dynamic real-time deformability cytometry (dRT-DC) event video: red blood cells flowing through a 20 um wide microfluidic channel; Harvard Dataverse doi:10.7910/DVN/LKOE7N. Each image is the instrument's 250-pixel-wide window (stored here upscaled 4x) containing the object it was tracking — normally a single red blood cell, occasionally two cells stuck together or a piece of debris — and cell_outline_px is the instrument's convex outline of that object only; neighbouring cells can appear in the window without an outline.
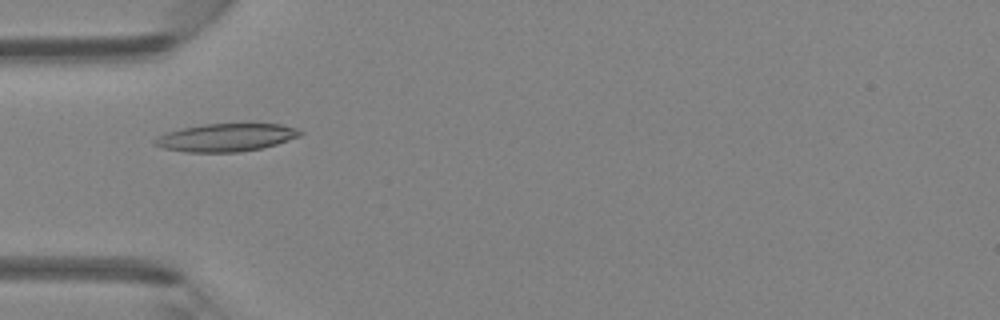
{"species": "Egyptian fruit bat (a non-hibernating species)", "species_latin": "Rousettus aegyptiacus", "temperature_condition": "room temperature", "stored_images_in_passage": 30, "camera_frame_rate_fps": 3000, "um_per_image_px": 0.085, "animal": {"sex": "female"}, "frame": {"image": 1, "passage_image": 1, "time_ms": 0.0, "image_size_px": [1000, 320], "cell_outline_px": [[304, 132], [300, 136], [276, 144], [260, 148], [240, 152], [184, 152], [164, 148], [152, 144], [152, 140], [156, 136], [168, 132], [184, 128], [204, 124], [280, 124], [296, 128]], "centroid_in_image_um": [19.19, 11.69], "position_along_channel_um": 65.8, "area_um2": 23.52}}
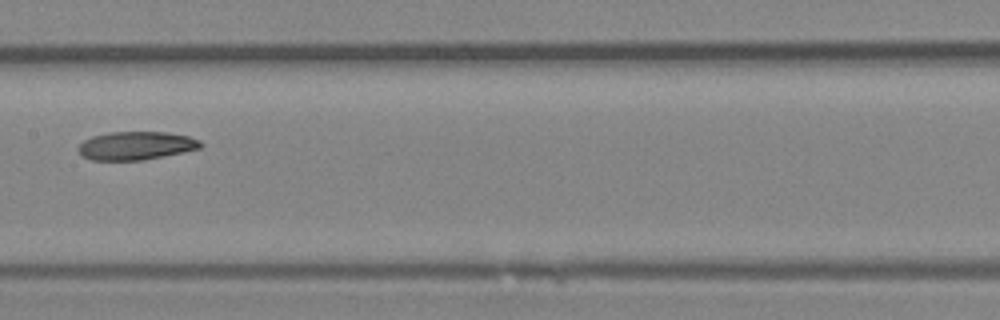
{"frame": {"image": 2, "passage_image": 10, "time_ms": 3.0, "image_size_px": [1000, 320], "cell_outline_px": [[204, 144], [200, 148], [184, 152], [144, 160], [92, 160], [84, 156], [80, 152], [80, 144], [84, 140], [92, 136], [108, 132], [168, 132], [188, 136], [200, 140]], "centroid_in_image_um": [11.61, 12.37], "position_along_channel_um": 195.8, "area_um2": 20.11}}
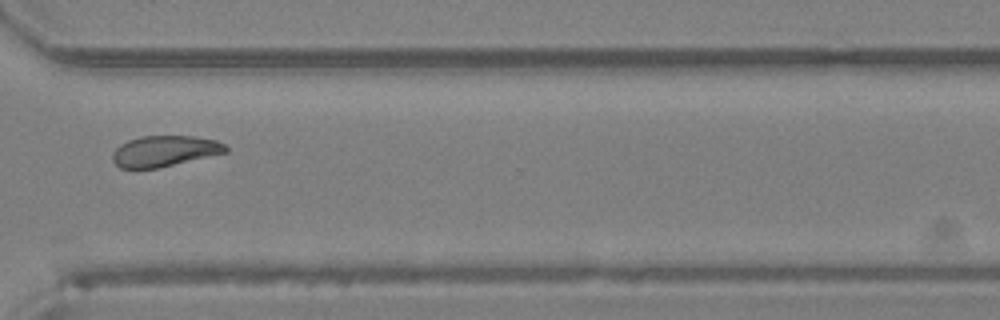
{"frame": {"image": 3, "passage_image": 21, "time_ms": 6.667, "image_size_px": [1000, 320], "cell_outline_px": [[228, 152], [160, 168], [120, 168], [112, 160], [112, 156], [116, 148], [120, 144], [128, 140], [140, 136], [192, 136], [216, 140], [224, 144], [228, 148]], "centroid_in_image_um": [13.99, 12.84], "position_along_channel_um": 356.6, "area_um2": 20.4}}